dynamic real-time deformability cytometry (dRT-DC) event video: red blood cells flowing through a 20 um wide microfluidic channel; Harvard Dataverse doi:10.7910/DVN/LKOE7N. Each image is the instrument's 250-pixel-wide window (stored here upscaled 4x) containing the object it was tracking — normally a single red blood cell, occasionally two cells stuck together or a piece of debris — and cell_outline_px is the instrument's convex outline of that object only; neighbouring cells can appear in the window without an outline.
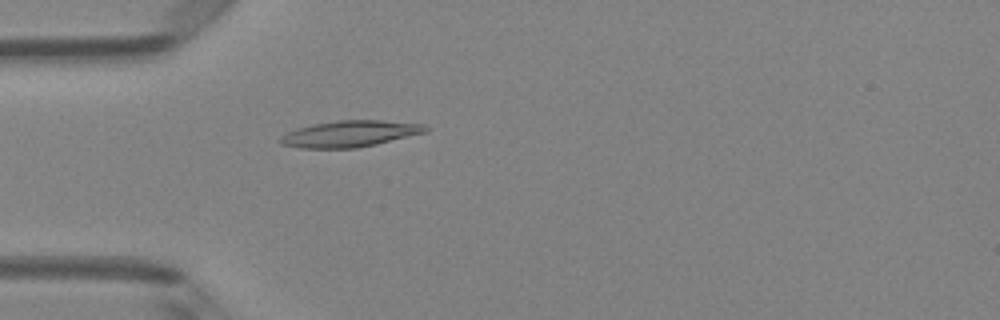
{"species": "Egyptian fruit bat (a non-hibernating species)", "species_latin": "Rousettus aegyptiacus", "temperature_condition": "room temperature", "stored_images_in_passage": 1, "camera_frame_rate_fps": 3000, "um_per_image_px": 0.085, "animal": {"sex": "female"}, "frame": {"image": 1, "passage_image": 1, "time_ms": 0.0, "image_size_px": [1000, 320], "cell_outline_px": [[428, 132], [376, 144], [356, 148], [300, 148], [280, 144], [276, 140], [280, 136], [296, 128], [312, 124], [340, 120], [380, 120], [424, 124], [428, 128]], "centroid_in_image_um": [29.71, 11.37], "position_along_channel_um": 55.3, "area_um2": 22.43}}